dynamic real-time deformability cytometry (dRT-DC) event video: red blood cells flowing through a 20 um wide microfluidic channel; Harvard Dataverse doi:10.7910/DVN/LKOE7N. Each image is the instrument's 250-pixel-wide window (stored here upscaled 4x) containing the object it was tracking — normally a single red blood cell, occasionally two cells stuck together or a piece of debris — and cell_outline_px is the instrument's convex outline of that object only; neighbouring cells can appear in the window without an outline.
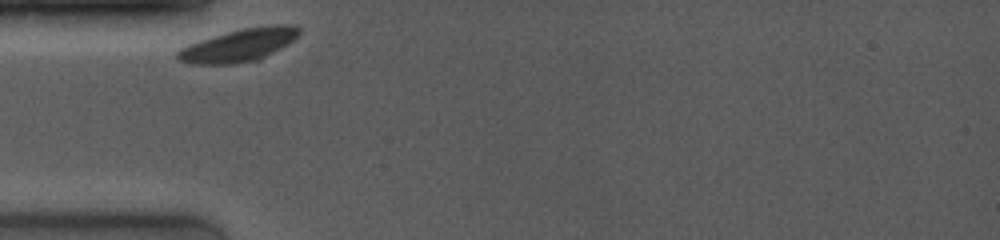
{"species": "common noctule bat (a hibernating species)", "species_latin": "Nyctalus noctula", "temperature_condition": "room temperature", "stored_images_in_passage": 24, "camera_frame_rate_fps": 4000, "um_per_image_px": 0.085, "animal": {"sex": "female", "body_mass_g": 19.0, "forearm_length_mm": 53.3}, "frame": {"image": 1, "passage_image": 1, "time_ms": 0.0, "image_size_px": [1000, 240], "cell_outline_px": [[300, 32], [292, 40], [280, 48], [260, 60], [232, 64], [192, 64], [180, 60], [176, 56], [176, 52], [180, 48], [188, 44], [200, 40], [228, 32], [244, 28], [272, 24], [296, 24], [300, 28]], "centroid_in_image_um": [20.32, 3.84], "position_along_channel_um": 64.7, "area_um2": 23.12}}
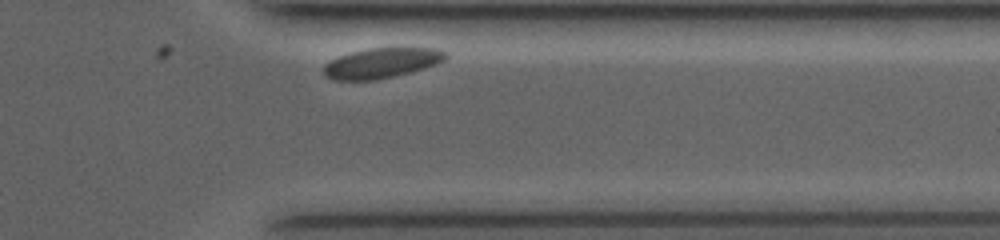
{"frame": {"image": 2, "passage_image": 24, "time_ms": 9.0, "image_size_px": [1000, 240], "cell_outline_px": [[448, 56], [444, 60], [436, 64], [412, 72], [376, 80], [332, 80], [324, 76], [324, 64], [328, 60], [352, 52], [368, 48], [436, 48], [448, 52]], "centroid_in_image_um": [32.43, 5.36], "position_along_channel_um": 379.0, "area_um2": 21.56}}